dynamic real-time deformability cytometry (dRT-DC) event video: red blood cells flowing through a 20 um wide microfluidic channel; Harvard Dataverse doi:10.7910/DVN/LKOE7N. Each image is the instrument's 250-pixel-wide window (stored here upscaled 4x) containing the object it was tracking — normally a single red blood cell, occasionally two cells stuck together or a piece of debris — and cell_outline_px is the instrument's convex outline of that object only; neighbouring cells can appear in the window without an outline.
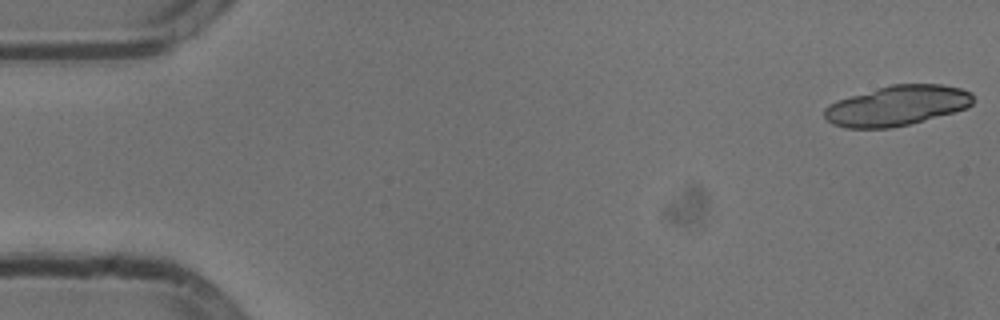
{"species": "common noctule bat (a hibernating species)", "species_latin": "Nyctalus noctula", "temperature_condition": "cold", "stored_images_in_passage": 14, "camera_frame_rate_fps": 3000, "um_per_image_px": 0.085, "animal": {"sex": "male", "body_mass_g": 13.3}, "frame": {"image": 1, "passage_image": 1, "time_ms": 0.0, "image_size_px": [1000, 320], "cell_outline_px": [[976, 100], [968, 108], [924, 120], [892, 128], [848, 128], [832, 124], [824, 116], [824, 108], [828, 104], [852, 96], [892, 84], [940, 84], [960, 88], [972, 92]], "centroid_in_image_um": [76.3, 8.98], "position_along_channel_um": 8.7, "area_um2": 34.56}}